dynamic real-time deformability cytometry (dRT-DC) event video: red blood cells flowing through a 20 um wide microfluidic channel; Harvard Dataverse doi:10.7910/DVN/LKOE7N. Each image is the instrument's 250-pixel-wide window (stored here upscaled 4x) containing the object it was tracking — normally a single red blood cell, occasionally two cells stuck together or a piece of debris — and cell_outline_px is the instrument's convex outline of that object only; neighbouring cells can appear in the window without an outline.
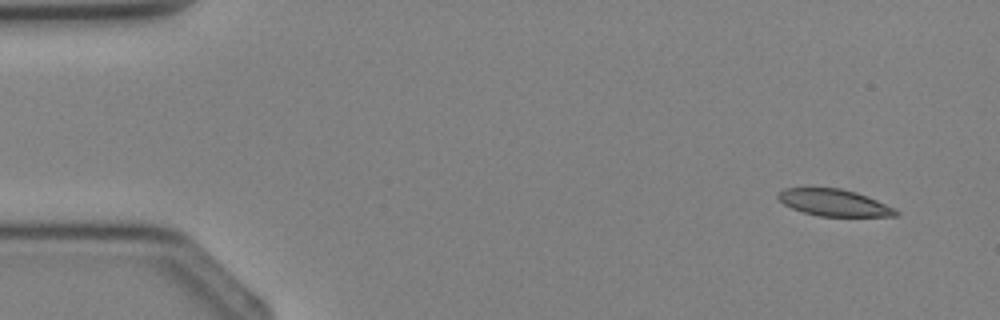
{"species": "Egyptian fruit bat (a non-hibernating species)", "species_latin": "Rousettus aegyptiacus", "temperature_condition": "cold", "stored_images_in_passage": 4, "segment_of_instrument_passage": [2, 2], "camera_frame_rate_fps": 3000, "um_per_image_px": 0.085, "animal": {"sex": "female"}, "frame": {"image": 1, "passage_image": 4, "time_ms": 3.667, "image_size_px": [1000, 320], "cell_outline_px": [[900, 212], [896, 216], [820, 216], [804, 212], [792, 208], [784, 204], [776, 196], [784, 188], [840, 188], [856, 192], [876, 200]], "centroid_in_image_um": [70.87, 17.22], "position_along_channel_um": 14.1, "area_um2": 18.03}}